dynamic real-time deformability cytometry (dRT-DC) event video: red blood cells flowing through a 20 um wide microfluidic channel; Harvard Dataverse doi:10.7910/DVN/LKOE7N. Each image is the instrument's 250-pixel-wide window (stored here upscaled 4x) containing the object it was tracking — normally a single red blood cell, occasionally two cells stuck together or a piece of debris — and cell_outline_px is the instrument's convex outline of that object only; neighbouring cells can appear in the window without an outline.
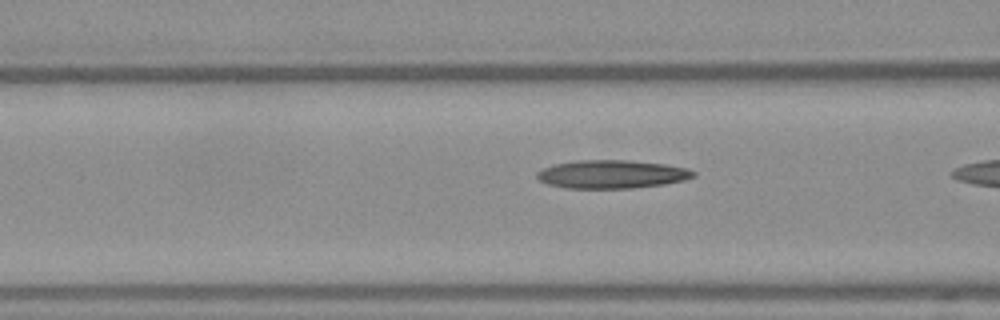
{"species": "Egyptian fruit bat (a non-hibernating species)", "species_latin": "Rousettus aegyptiacus", "temperature_condition": "warm", "stored_images_in_passage": 17, "camera_frame_rate_fps": 3000, "um_per_image_px": 0.085, "frame": {"image": 1, "passage_image": 16, "time_ms": 5.0, "image_size_px": [1000, 320], "cell_outline_px": [[696, 176], [684, 180], [664, 184], [632, 188], [564, 188], [548, 184], [540, 180], [536, 176], [536, 172], [544, 168], [556, 164], [576, 160], [628, 160], [664, 164], [684, 168], [696, 172]], "centroid_in_image_um": [51.99, 14.81], "position_along_channel_um": 114.6, "area_um2": 25.66}}